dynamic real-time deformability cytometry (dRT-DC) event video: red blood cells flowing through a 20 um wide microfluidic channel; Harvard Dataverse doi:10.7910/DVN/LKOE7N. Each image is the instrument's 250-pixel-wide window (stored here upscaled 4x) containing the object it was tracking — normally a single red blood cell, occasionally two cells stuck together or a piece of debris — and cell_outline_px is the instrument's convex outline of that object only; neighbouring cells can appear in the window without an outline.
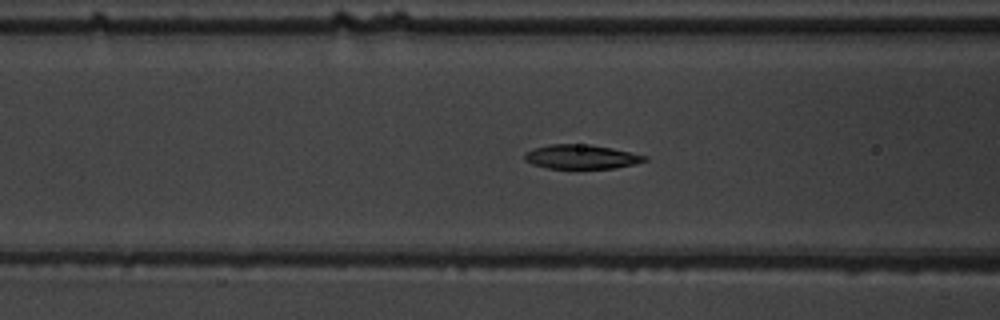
{"species": "common noctule bat (a hibernating species)", "species_latin": "Nyctalus noctula", "temperature_condition": "warm", "stored_images_in_passage": 58, "camera_frame_rate_fps": 3000, "um_per_image_px": 0.085, "animal": {"sex": "male", "body_mass_g": 19.5, "forearm_length_mm": 54.6}, "frame": {"image": 1, "passage_image": 24, "time_ms": 7.667, "image_size_px": [1000, 320], "cell_outline_px": [[648, 160], [616, 168], [548, 168], [532, 164], [524, 160], [524, 152], [532, 148], [548, 144], [588, 144], [612, 148], [648, 156]], "centroid_in_image_um": [49.37, 13.32], "position_along_channel_um": 117.2, "area_um2": 16.99}}
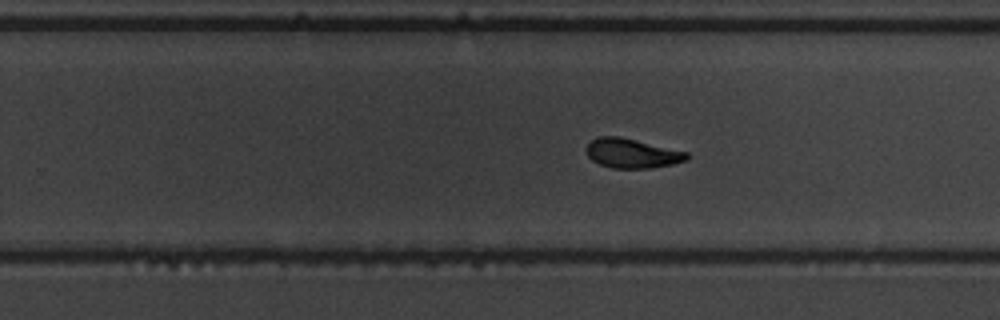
{"frame": {"image": 2, "passage_image": 37, "time_ms": 12.0, "image_size_px": [1000, 320], "cell_outline_px": [[688, 160], [672, 164], [652, 168], [612, 168], [600, 164], [592, 160], [588, 156], [584, 148], [592, 140], [600, 136], [620, 136], [688, 152]], "centroid_in_image_um": [53.71, 13.03], "position_along_channel_um": 276.1, "area_um2": 17.28}}
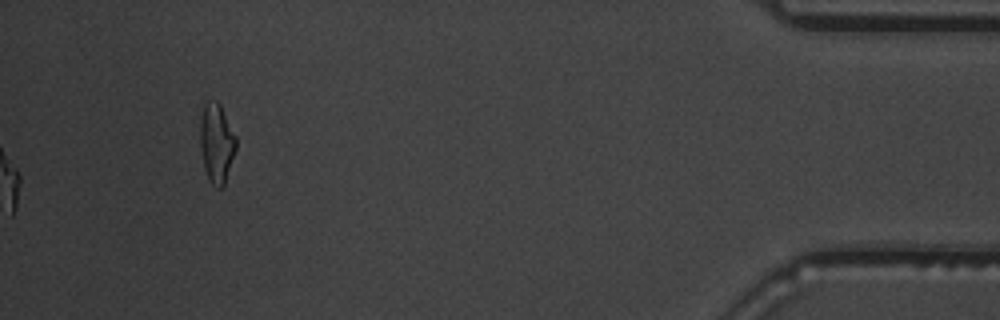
{"frame": {"image": 3, "passage_image": 58, "time_ms": 19.0, "image_size_px": [1000, 320], "cell_outline_px": [[236, 148], [224, 184], [220, 188], [216, 188], [208, 180], [204, 168], [200, 144], [200, 116], [204, 104], [208, 100], [216, 100], [220, 104], [236, 136]], "centroid_in_image_um": [18.39, 12.13], "position_along_channel_um": 416.8, "area_um2": 16.65}, "authors_computed_cell_mechanics": {"area_um2": 17.2533, "velocity_mm_per_s": 3.6768, "shape_relaxation_time_tau1_ms": 3.6133, "shape_relaxation_time_tau2_ms": 2.6155, "deformation_change_tau1": 0.1853, "deformation_change_tau2": 0.0854}}